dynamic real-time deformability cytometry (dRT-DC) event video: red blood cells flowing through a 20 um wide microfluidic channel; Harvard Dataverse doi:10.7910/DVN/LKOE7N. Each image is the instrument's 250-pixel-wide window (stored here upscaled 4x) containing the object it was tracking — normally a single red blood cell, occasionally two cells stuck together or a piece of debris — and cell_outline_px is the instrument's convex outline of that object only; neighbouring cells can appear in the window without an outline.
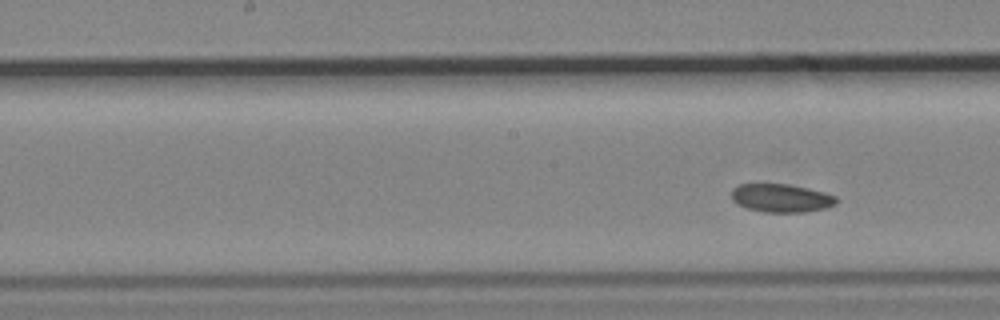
{"species": "common noctule bat (a hibernating species)", "species_latin": "Nyctalus noctula", "temperature_condition": "cold", "stored_images_in_passage": 7, "segment_of_instrument_passage": [2, 2], "camera_frame_rate_fps": 3000, "um_per_image_px": 0.085, "animal": {"sex": "male", "body_mass_g": 19.2, "forearm_length_mm": 51.8}, "frame": {"image": 1, "passage_image": 7, "time_ms": 8.333, "image_size_px": [1000, 320], "cell_outline_px": [[836, 204], [824, 208], [808, 212], [764, 212], [748, 208], [736, 204], [732, 200], [732, 188], [740, 184], [788, 184], [824, 192], [836, 196]], "centroid_in_image_um": [66.38, 16.84], "position_along_channel_um": 181.8, "area_um2": 17.22}}